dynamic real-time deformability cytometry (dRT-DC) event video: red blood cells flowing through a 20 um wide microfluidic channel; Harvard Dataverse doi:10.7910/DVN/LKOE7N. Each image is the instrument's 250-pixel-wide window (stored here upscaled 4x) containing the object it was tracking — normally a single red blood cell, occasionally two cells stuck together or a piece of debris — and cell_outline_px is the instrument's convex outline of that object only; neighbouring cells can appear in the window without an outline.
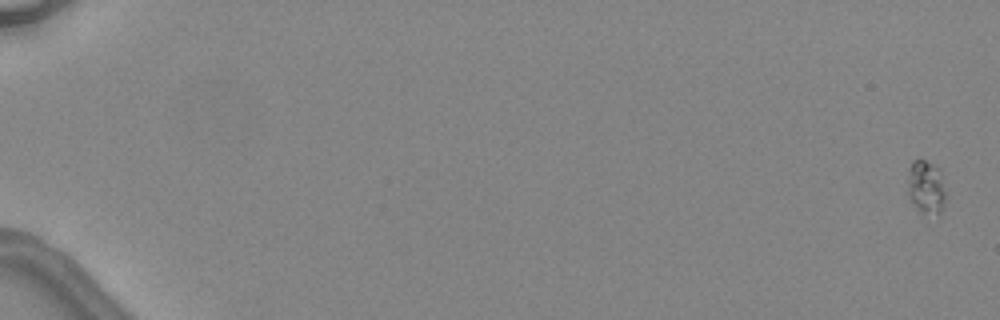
{"species": "common noctule bat (a hibernating species)", "species_latin": "Nyctalus noctula", "temperature_condition": "warm", "stored_images_in_passage": 6, "camera_frame_rate_fps": 3000, "um_per_image_px": 0.085, "animal": {"sex": "female", "body_mass_g": 24.6, "forearm_length_mm": 56.2}, "frame": {"image": 1, "passage_image": 1, "time_ms": 0.0, "image_size_px": [1000, 320], "cell_outline_px": [[944, 200], [940, 212], [920, 212], [912, 204], [908, 196], [908, 168], [912, 160], [924, 160], [940, 168], [944, 192]], "centroid_in_image_um": [78.66, 15.85], "position_along_channel_um": 6.3, "area_um2": 11.62}}
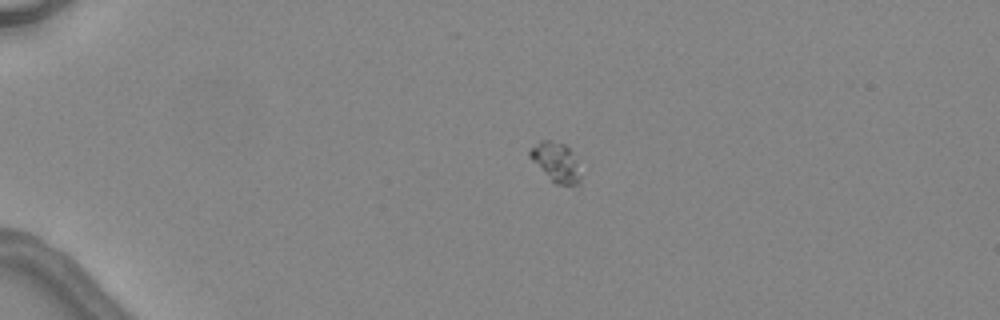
{"frame": {"image": 2, "passage_image": 4, "time_ms": 4.333, "image_size_px": [1000, 320], "cell_outline_px": [[580, 184], [572, 188], [556, 184], [528, 156], [528, 152], [540, 140], [548, 140], [564, 144], [568, 148], [580, 176]], "centroid_in_image_um": [47.24, 13.83], "position_along_channel_um": 37.8, "area_um2": 11.21}}
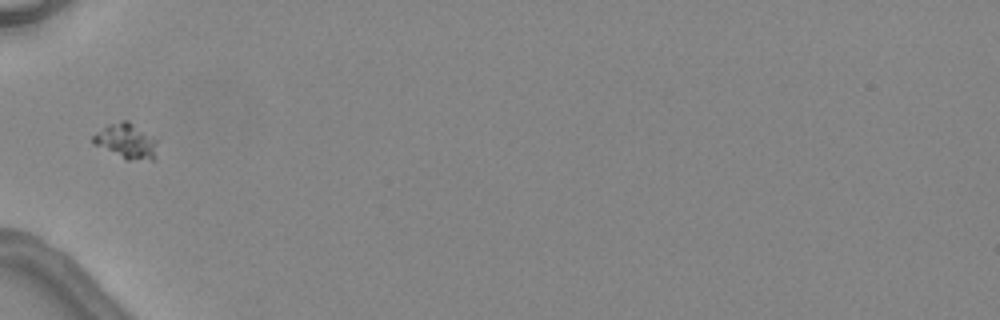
{"frame": {"image": 3, "passage_image": 6, "time_ms": 6.667, "image_size_px": [1000, 320], "cell_outline_px": [[160, 140], [156, 160], [124, 160], [92, 144], [92, 136], [96, 132], [108, 124], [120, 120], [128, 120]], "centroid_in_image_um": [10.79, 12.02], "position_along_channel_um": 74.2, "area_um2": 13.93}}